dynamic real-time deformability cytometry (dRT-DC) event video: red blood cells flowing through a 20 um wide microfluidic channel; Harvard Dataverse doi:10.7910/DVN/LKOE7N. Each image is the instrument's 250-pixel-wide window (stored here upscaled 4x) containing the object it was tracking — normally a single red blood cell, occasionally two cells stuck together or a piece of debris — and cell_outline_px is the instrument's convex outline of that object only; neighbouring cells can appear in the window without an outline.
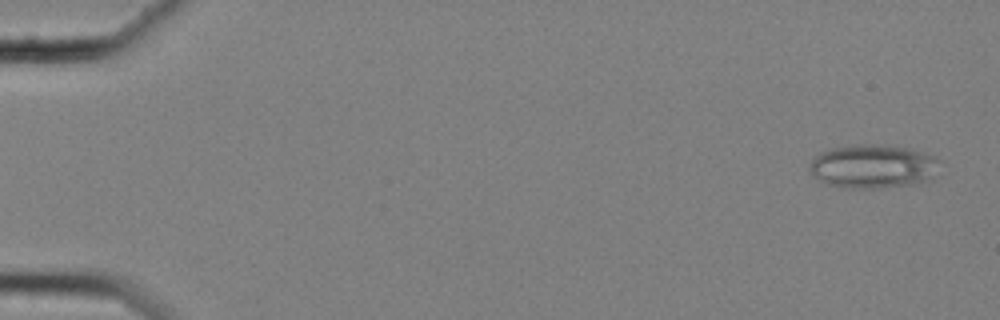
{"species": "common noctule bat (a hibernating species)", "species_latin": "Nyctalus noctula", "temperature_condition": "cold", "stored_images_in_passage": 59, "camera_frame_rate_fps": 3000, "um_per_image_px": 0.085, "animal": {"sex": "female", "body_mass_g": 25.1}, "frame": {"image": 1, "passage_image": 3, "time_ms": 0.667, "image_size_px": [1000, 320], "cell_outline_px": [[940, 160], [932, 176], [928, 180], [908, 184], [880, 188], [840, 188], [828, 184], [820, 180], [808, 168], [812, 160], [820, 152], [832, 148], [856, 144], [884, 144], [912, 148], [936, 156]], "centroid_in_image_um": [74.2, 14.12], "position_along_channel_um": 10.8, "area_um2": 33.18}}
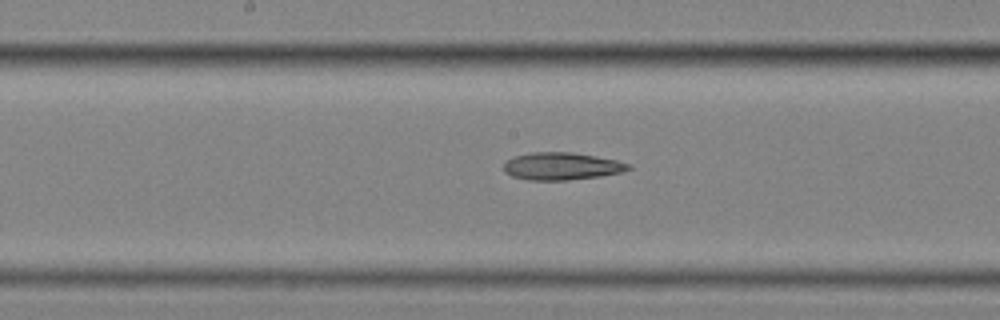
{"frame": {"image": 2, "passage_image": 32, "time_ms": 10.333, "image_size_px": [1000, 320], "cell_outline_px": [[632, 168], [620, 172], [600, 176], [568, 180], [528, 180], [512, 176], [504, 172], [504, 164], [512, 156], [532, 152], [572, 152], [616, 160], [632, 164]], "centroid_in_image_um": [47.72, 14.12], "position_along_channel_um": 200.5, "area_um2": 19.94}}
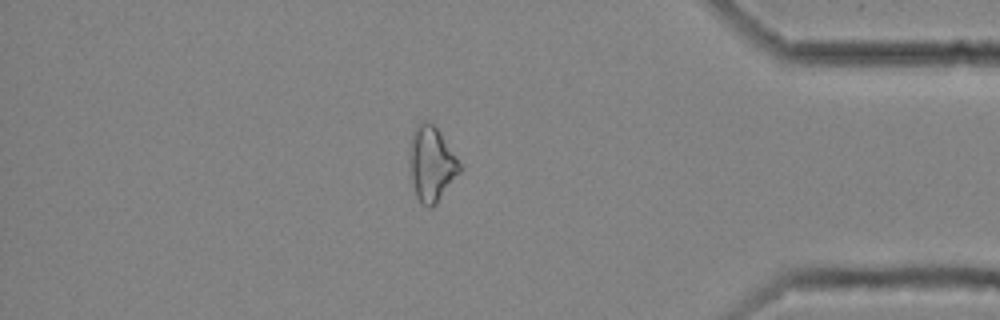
{"frame": {"image": 3, "passage_image": 51, "time_ms": 16.667, "image_size_px": [1000, 320], "cell_outline_px": [[460, 172], [436, 204], [432, 208], [428, 208], [420, 204], [416, 196], [412, 184], [412, 132], [424, 120], [428, 120], [436, 128], [460, 164]], "centroid_in_image_um": [36.69, 14.0], "position_along_channel_um": 398.5, "area_um2": 20.87}, "authors_computed_cell_mechanics": {"area_um2": 23.0622, "velocity_mm_per_s": 3.5311, "shape_relaxation_time_tau1_ms": null, "shape_relaxation_time_tau2_ms": 6.8367, "deformation_change_tau1": null, "deformation_change_tau2": 0.1818}}